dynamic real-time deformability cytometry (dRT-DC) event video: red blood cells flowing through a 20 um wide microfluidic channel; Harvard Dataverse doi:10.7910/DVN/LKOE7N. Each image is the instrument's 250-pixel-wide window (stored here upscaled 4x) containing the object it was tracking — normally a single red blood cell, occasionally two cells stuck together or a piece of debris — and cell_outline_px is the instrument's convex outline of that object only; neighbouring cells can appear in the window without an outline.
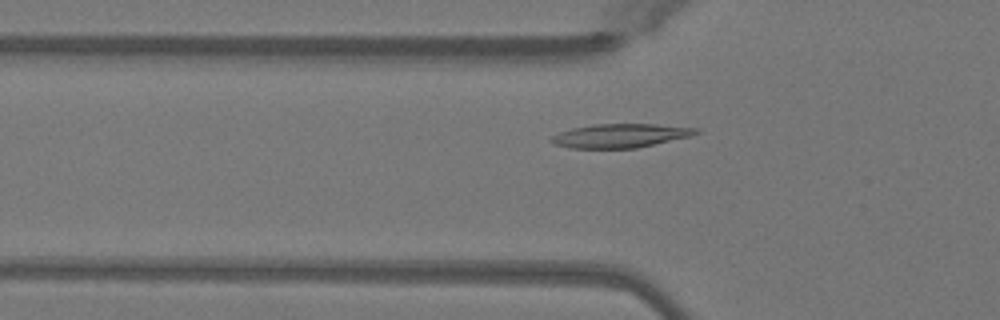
{"species": "Egyptian fruit bat (a non-hibernating species)", "species_latin": "Rousettus aegyptiacus", "temperature_condition": "warm", "stored_images_in_passage": 47, "camera_frame_rate_fps": 3000, "um_per_image_px": 0.085, "animal": {"sex": "female"}, "frame": {"image": 1, "passage_image": 14, "time_ms": 4.333, "image_size_px": [1000, 320], "cell_outline_px": [[700, 132], [692, 136], [636, 148], [572, 148], [556, 144], [548, 140], [552, 136], [560, 132], [572, 128], [592, 124], [656, 124], [700, 128]], "centroid_in_image_um": [52.77, 11.52], "position_along_channel_um": 73.0, "area_um2": 20.11}}
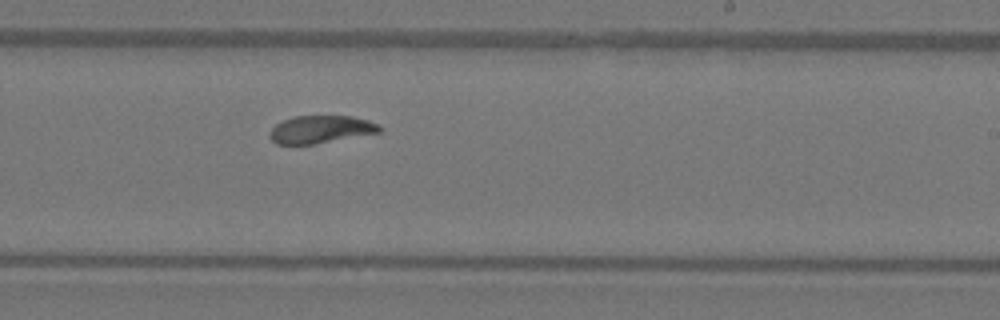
{"frame": {"image": 2, "passage_image": 28, "time_ms": 9.0, "image_size_px": [1000, 320], "cell_outline_px": [[380, 132], [312, 144], [276, 144], [268, 136], [272, 128], [276, 124], [292, 116], [352, 116], [368, 120], [380, 124]], "centroid_in_image_um": [27.24, 10.99], "position_along_channel_um": 261.8, "area_um2": 17.51}}
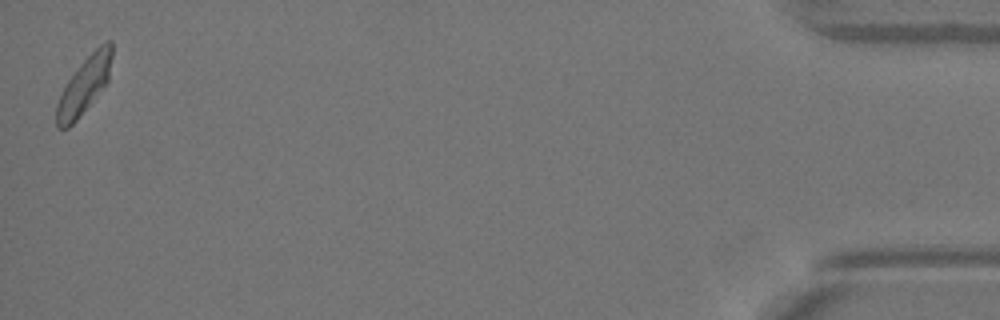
{"frame": {"image": 3, "passage_image": 47, "time_ms": 15.333, "image_size_px": [1000, 320], "cell_outline_px": [[112, 56], [108, 80], [76, 120], [68, 128], [56, 128], [56, 104], [68, 80], [80, 64], [100, 44], [108, 40], [112, 40]], "centroid_in_image_um": [7.15, 7.24], "position_along_channel_um": 428.1, "area_um2": 17.74}, "authors_computed_cell_mechanics": {"area_um2": 18.8428, "velocity_mm_per_s": 4.0437, "shape_relaxation_time_tau1_ms": 2.9553, "shape_relaxation_time_tau2_ms": 1.3356, "deformation_change_tau1": 0.1502, "deformation_change_tau2": 0.0612}}